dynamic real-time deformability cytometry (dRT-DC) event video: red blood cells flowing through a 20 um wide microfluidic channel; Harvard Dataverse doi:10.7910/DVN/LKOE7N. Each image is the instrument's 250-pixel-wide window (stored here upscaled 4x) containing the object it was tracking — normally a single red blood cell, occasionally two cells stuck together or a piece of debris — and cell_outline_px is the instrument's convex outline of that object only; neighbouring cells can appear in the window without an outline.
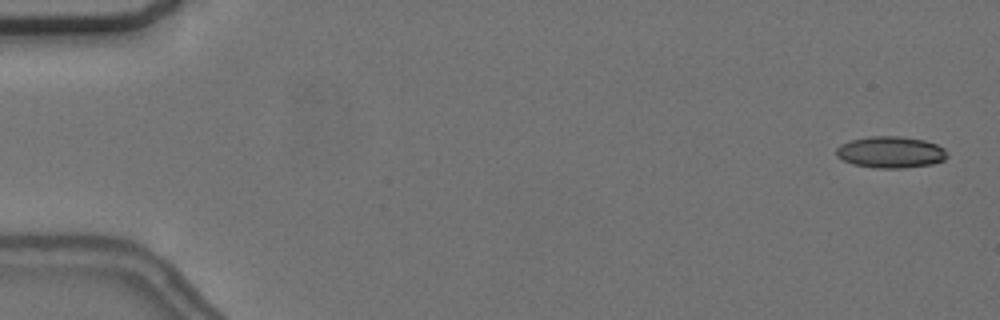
{"species": "common noctule bat (a hibernating species)", "species_latin": "Nyctalus noctula", "temperature_condition": "cold", "stored_images_in_passage": 5, "camera_frame_rate_fps": 3000, "um_per_image_px": 0.085, "animal": {"sex": "female", "body_mass_g": 24.6, "forearm_length_mm": 56.2}, "frame": {"image": 1, "passage_image": 1, "time_ms": 0.0, "image_size_px": [1000, 320], "cell_outline_px": [[948, 156], [944, 160], [932, 164], [904, 168], [876, 168], [852, 164], [836, 156], [836, 148], [840, 144], [852, 140], [868, 136], [900, 136], [924, 140], [936, 144], [944, 148], [948, 152]], "centroid_in_image_um": [75.71, 12.93], "position_along_channel_um": 9.3, "area_um2": 20.52}}